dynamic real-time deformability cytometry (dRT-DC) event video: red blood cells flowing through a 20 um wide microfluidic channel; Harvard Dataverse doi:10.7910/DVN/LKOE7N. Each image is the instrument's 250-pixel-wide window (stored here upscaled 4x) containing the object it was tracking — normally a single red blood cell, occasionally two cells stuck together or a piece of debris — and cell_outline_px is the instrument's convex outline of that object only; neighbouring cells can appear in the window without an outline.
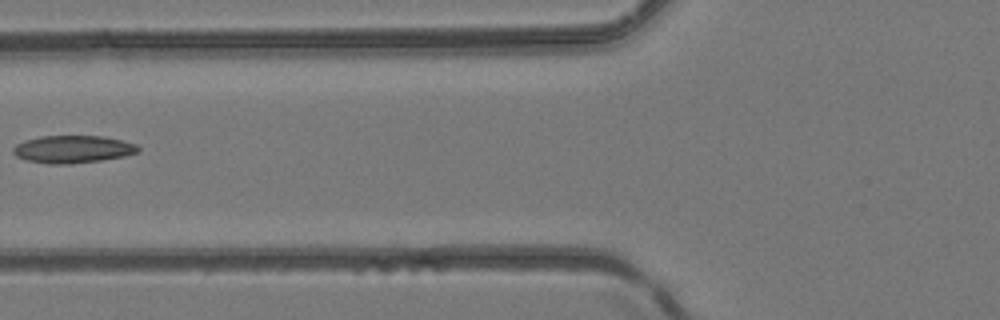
{"species": "common noctule bat (a hibernating species)", "species_latin": "Nyctalus noctula", "temperature_condition": "room temperature", "stored_images_in_passage": 3, "camera_frame_rate_fps": 3000, "um_per_image_px": 0.085, "animal": {"sex": "female", "body_mass_g": 24.6, "forearm_length_mm": 56.2}, "frame": {"image": 1, "passage_image": 3, "time_ms": 0.667, "image_size_px": [1000, 320], "cell_outline_px": [[140, 152], [124, 156], [100, 160], [68, 164], [48, 164], [28, 160], [16, 156], [12, 152], [12, 148], [16, 144], [24, 140], [40, 136], [104, 136], [136, 144], [140, 148]], "centroid_in_image_um": [6.17, 12.68], "position_along_channel_um": 119.6, "area_um2": 20.06}}